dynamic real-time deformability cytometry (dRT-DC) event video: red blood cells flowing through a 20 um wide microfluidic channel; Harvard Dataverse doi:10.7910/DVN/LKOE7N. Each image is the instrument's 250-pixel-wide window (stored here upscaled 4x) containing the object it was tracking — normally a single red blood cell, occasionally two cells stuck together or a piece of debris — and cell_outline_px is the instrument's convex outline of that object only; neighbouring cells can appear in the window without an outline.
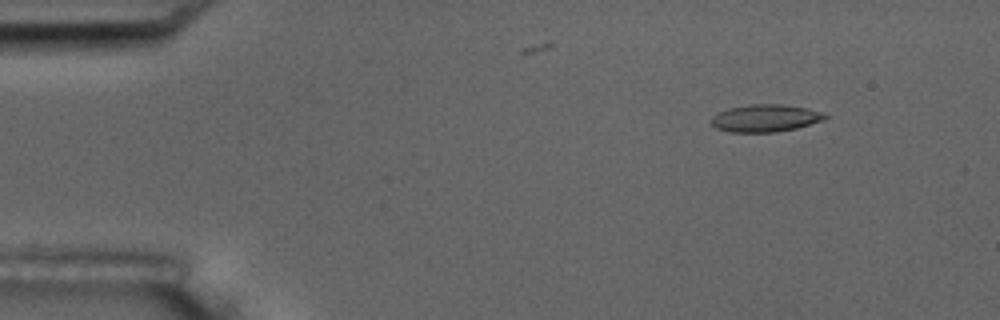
{"species": "common noctule bat (a hibernating species)", "species_latin": "Nyctalus noctula", "temperature_condition": "room temperature", "stored_images_in_passage": 5, "camera_frame_rate_fps": 3000, "um_per_image_px": 0.085, "animal": {"sex": "male", "body_mass_g": 17.5, "forearm_length_mm": 52.3}, "frame": {"image": 1, "passage_image": 2, "time_ms": 1.333, "image_size_px": [1000, 320], "cell_outline_px": [[828, 116], [824, 120], [796, 128], [776, 132], [728, 132], [716, 128], [708, 120], [712, 116], [728, 108], [748, 104], [780, 104], [808, 108], [824, 112]], "centroid_in_image_um": [65.04, 10.04], "position_along_channel_um": 20.0, "area_um2": 18.32}}
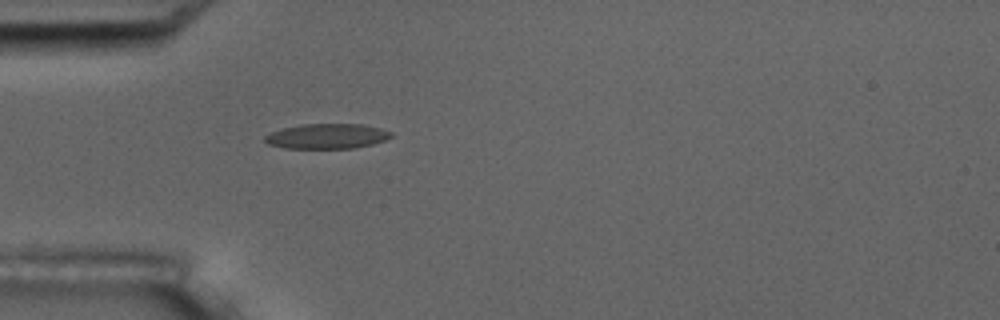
{"frame": {"image": 2, "passage_image": 5, "time_ms": 4.667, "image_size_px": [1000, 320], "cell_outline_px": [[392, 136], [384, 140], [372, 144], [352, 148], [284, 148], [268, 144], [264, 140], [264, 136], [272, 132], [284, 128], [300, 124], [360, 124], [380, 128], [392, 132]], "centroid_in_image_um": [27.78, 11.57], "position_along_channel_um": 57.2, "area_um2": 18.26}}